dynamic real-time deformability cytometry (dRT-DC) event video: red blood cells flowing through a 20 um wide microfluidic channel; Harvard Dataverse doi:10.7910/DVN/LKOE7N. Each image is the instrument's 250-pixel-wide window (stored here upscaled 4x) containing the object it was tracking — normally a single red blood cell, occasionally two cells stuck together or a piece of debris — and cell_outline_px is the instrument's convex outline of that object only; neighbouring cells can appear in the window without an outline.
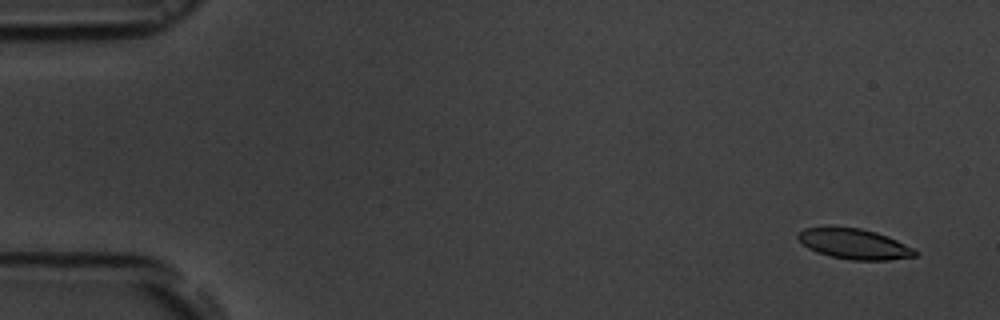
{"species": "common noctule bat (a hibernating species)", "species_latin": "Nyctalus noctula", "temperature_condition": "room temperature", "stored_images_in_passage": 54, "camera_frame_rate_fps": 3000, "um_per_image_px": 0.085, "animal": {"sex": "male", "body_mass_g": 19.5, "forearm_length_mm": 54.6}, "frame": {"image": 1, "passage_image": 3, "time_ms": 0.667, "image_size_px": [1000, 320], "cell_outline_px": [[916, 256], [888, 260], [852, 260], [832, 256], [816, 252], [808, 248], [796, 236], [804, 228], [828, 224], [832, 224], [860, 228], [876, 232], [888, 236], [916, 248]], "centroid_in_image_um": [72.59, 20.69], "position_along_channel_um": 12.4, "area_um2": 21.27}}
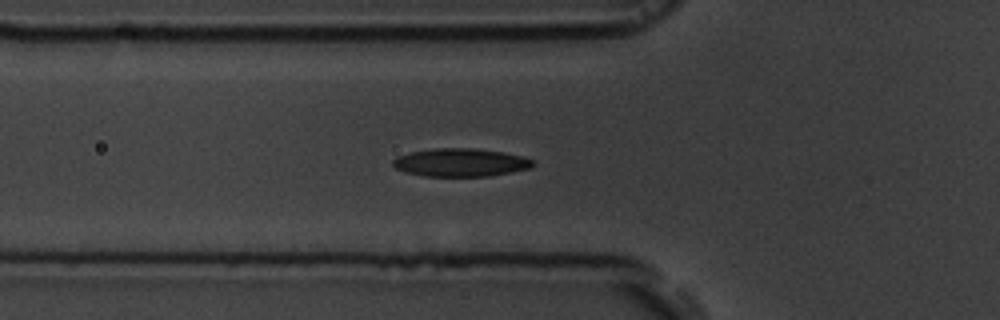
{"frame": {"image": 2, "passage_image": 19, "time_ms": 6.0, "image_size_px": [1000, 320], "cell_outline_px": [[536, 164], [532, 168], [512, 172], [488, 176], [424, 176], [404, 172], [396, 168], [392, 164], [392, 160], [396, 156], [412, 152], [436, 148], [472, 148], [504, 152], [536, 160]], "centroid_in_image_um": [39.18, 13.81], "position_along_channel_um": 86.6, "area_um2": 23.06}}
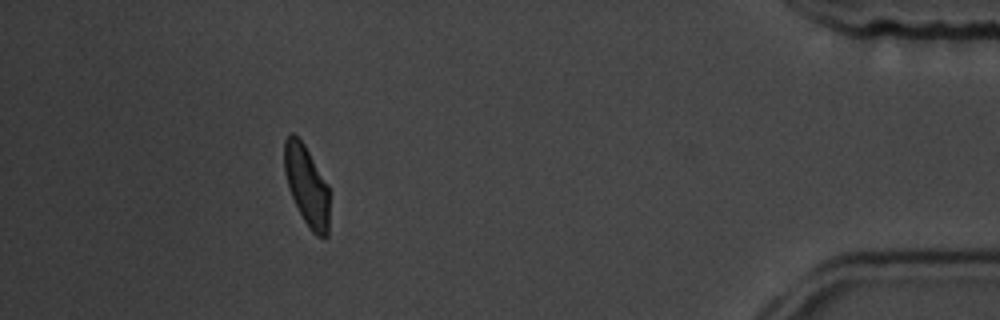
{"frame": {"image": 3, "passage_image": 49, "time_ms": 16.0, "image_size_px": [1000, 320], "cell_outline_px": [[328, 236], [316, 236], [308, 228], [288, 188], [284, 172], [284, 140], [292, 132], [304, 144], [328, 184]], "centroid_in_image_um": [26.06, 15.76], "position_along_channel_um": 409.1, "area_um2": 20.87}, "authors_computed_cell_mechanics": {"area_um2": 21.9929, "velocity_mm_per_s": 3.7731, "shape_relaxation_time_tau1_ms": 4.0403, "shape_relaxation_time_tau2_ms": 4.0482, "deformation_change_tau1": 0.1466, "deformation_change_tau2": 0.0953}}